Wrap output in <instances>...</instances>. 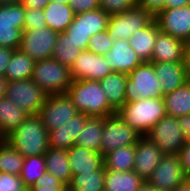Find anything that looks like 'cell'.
I'll list each match as a JSON object with an SVG mask.
<instances>
[{
  "instance_id": "6da1fadb",
  "label": "cell",
  "mask_w": 190,
  "mask_h": 191,
  "mask_svg": "<svg viewBox=\"0 0 190 191\" xmlns=\"http://www.w3.org/2000/svg\"><path fill=\"white\" fill-rule=\"evenodd\" d=\"M49 132L39 115L28 117L4 140L24 158L44 155L49 149Z\"/></svg>"
},
{
  "instance_id": "7a4b0ae2",
  "label": "cell",
  "mask_w": 190,
  "mask_h": 191,
  "mask_svg": "<svg viewBox=\"0 0 190 191\" xmlns=\"http://www.w3.org/2000/svg\"><path fill=\"white\" fill-rule=\"evenodd\" d=\"M66 94L79 112L94 117H109L117 112L109 105L99 81L73 80Z\"/></svg>"
},
{
  "instance_id": "3957f363",
  "label": "cell",
  "mask_w": 190,
  "mask_h": 191,
  "mask_svg": "<svg viewBox=\"0 0 190 191\" xmlns=\"http://www.w3.org/2000/svg\"><path fill=\"white\" fill-rule=\"evenodd\" d=\"M117 114L141 136H146L149 130L166 115L164 98L152 97L124 103Z\"/></svg>"
},
{
  "instance_id": "277c9868",
  "label": "cell",
  "mask_w": 190,
  "mask_h": 191,
  "mask_svg": "<svg viewBox=\"0 0 190 191\" xmlns=\"http://www.w3.org/2000/svg\"><path fill=\"white\" fill-rule=\"evenodd\" d=\"M31 79L48 95L66 93L73 81L70 68L53 58L35 61Z\"/></svg>"
},
{
  "instance_id": "5b68a950",
  "label": "cell",
  "mask_w": 190,
  "mask_h": 191,
  "mask_svg": "<svg viewBox=\"0 0 190 191\" xmlns=\"http://www.w3.org/2000/svg\"><path fill=\"white\" fill-rule=\"evenodd\" d=\"M127 76L125 103L139 99L164 97L153 62H142Z\"/></svg>"
},
{
  "instance_id": "8992f818",
  "label": "cell",
  "mask_w": 190,
  "mask_h": 191,
  "mask_svg": "<svg viewBox=\"0 0 190 191\" xmlns=\"http://www.w3.org/2000/svg\"><path fill=\"white\" fill-rule=\"evenodd\" d=\"M109 17L100 8L76 14L65 33L77 48L87 50L91 36L107 29Z\"/></svg>"
},
{
  "instance_id": "52a82bcc",
  "label": "cell",
  "mask_w": 190,
  "mask_h": 191,
  "mask_svg": "<svg viewBox=\"0 0 190 191\" xmlns=\"http://www.w3.org/2000/svg\"><path fill=\"white\" fill-rule=\"evenodd\" d=\"M47 95L31 78L9 81L5 97L28 115H38Z\"/></svg>"
},
{
  "instance_id": "ba28073f",
  "label": "cell",
  "mask_w": 190,
  "mask_h": 191,
  "mask_svg": "<svg viewBox=\"0 0 190 191\" xmlns=\"http://www.w3.org/2000/svg\"><path fill=\"white\" fill-rule=\"evenodd\" d=\"M146 137L155 143L163 154H179L187 141L177 118L168 115L161 118Z\"/></svg>"
},
{
  "instance_id": "9c48e42d",
  "label": "cell",
  "mask_w": 190,
  "mask_h": 191,
  "mask_svg": "<svg viewBox=\"0 0 190 191\" xmlns=\"http://www.w3.org/2000/svg\"><path fill=\"white\" fill-rule=\"evenodd\" d=\"M142 136L131 126L126 124L116 113L104 118V127L101 140V154L107 153L117 148L136 145Z\"/></svg>"
},
{
  "instance_id": "30bf717a",
  "label": "cell",
  "mask_w": 190,
  "mask_h": 191,
  "mask_svg": "<svg viewBox=\"0 0 190 191\" xmlns=\"http://www.w3.org/2000/svg\"><path fill=\"white\" fill-rule=\"evenodd\" d=\"M153 19L151 13L136 5L128 11L111 15L107 31L113 40H129L135 31L146 27Z\"/></svg>"
},
{
  "instance_id": "8fae6325",
  "label": "cell",
  "mask_w": 190,
  "mask_h": 191,
  "mask_svg": "<svg viewBox=\"0 0 190 191\" xmlns=\"http://www.w3.org/2000/svg\"><path fill=\"white\" fill-rule=\"evenodd\" d=\"M23 5H0V46L19 49L25 23Z\"/></svg>"
},
{
  "instance_id": "7c38bea8",
  "label": "cell",
  "mask_w": 190,
  "mask_h": 191,
  "mask_svg": "<svg viewBox=\"0 0 190 191\" xmlns=\"http://www.w3.org/2000/svg\"><path fill=\"white\" fill-rule=\"evenodd\" d=\"M187 178L179 154H164L147 182L159 191H172Z\"/></svg>"
},
{
  "instance_id": "4fadbf2b",
  "label": "cell",
  "mask_w": 190,
  "mask_h": 191,
  "mask_svg": "<svg viewBox=\"0 0 190 191\" xmlns=\"http://www.w3.org/2000/svg\"><path fill=\"white\" fill-rule=\"evenodd\" d=\"M58 34L48 27L23 30L19 49L35 61L52 58Z\"/></svg>"
},
{
  "instance_id": "5bb4252c",
  "label": "cell",
  "mask_w": 190,
  "mask_h": 191,
  "mask_svg": "<svg viewBox=\"0 0 190 191\" xmlns=\"http://www.w3.org/2000/svg\"><path fill=\"white\" fill-rule=\"evenodd\" d=\"M78 113L79 111L70 97L63 93L47 95L38 115L49 132L63 125Z\"/></svg>"
},
{
  "instance_id": "9a60e30c",
  "label": "cell",
  "mask_w": 190,
  "mask_h": 191,
  "mask_svg": "<svg viewBox=\"0 0 190 191\" xmlns=\"http://www.w3.org/2000/svg\"><path fill=\"white\" fill-rule=\"evenodd\" d=\"M113 72L106 64V56L82 50L70 67L73 80L100 81Z\"/></svg>"
},
{
  "instance_id": "2e32d148",
  "label": "cell",
  "mask_w": 190,
  "mask_h": 191,
  "mask_svg": "<svg viewBox=\"0 0 190 191\" xmlns=\"http://www.w3.org/2000/svg\"><path fill=\"white\" fill-rule=\"evenodd\" d=\"M160 31L186 42L190 35V5L163 9L155 17Z\"/></svg>"
},
{
  "instance_id": "e0dca14e",
  "label": "cell",
  "mask_w": 190,
  "mask_h": 191,
  "mask_svg": "<svg viewBox=\"0 0 190 191\" xmlns=\"http://www.w3.org/2000/svg\"><path fill=\"white\" fill-rule=\"evenodd\" d=\"M163 155L155 143L146 136H142L135 145V164L133 171L146 182L158 166Z\"/></svg>"
},
{
  "instance_id": "ac0fdd59",
  "label": "cell",
  "mask_w": 190,
  "mask_h": 191,
  "mask_svg": "<svg viewBox=\"0 0 190 191\" xmlns=\"http://www.w3.org/2000/svg\"><path fill=\"white\" fill-rule=\"evenodd\" d=\"M105 56L106 64L114 72L129 74L142 63L131 48L129 40H114L112 48Z\"/></svg>"
},
{
  "instance_id": "d6986e66",
  "label": "cell",
  "mask_w": 190,
  "mask_h": 191,
  "mask_svg": "<svg viewBox=\"0 0 190 191\" xmlns=\"http://www.w3.org/2000/svg\"><path fill=\"white\" fill-rule=\"evenodd\" d=\"M89 117L90 116L79 112L63 125L57 127L55 130L49 131V148L70 149L75 145L77 134L84 128L86 120Z\"/></svg>"
},
{
  "instance_id": "ffe728a7",
  "label": "cell",
  "mask_w": 190,
  "mask_h": 191,
  "mask_svg": "<svg viewBox=\"0 0 190 191\" xmlns=\"http://www.w3.org/2000/svg\"><path fill=\"white\" fill-rule=\"evenodd\" d=\"M72 175L91 173L104 166V156L80 145H73L67 150Z\"/></svg>"
},
{
  "instance_id": "44dd1931",
  "label": "cell",
  "mask_w": 190,
  "mask_h": 191,
  "mask_svg": "<svg viewBox=\"0 0 190 191\" xmlns=\"http://www.w3.org/2000/svg\"><path fill=\"white\" fill-rule=\"evenodd\" d=\"M160 28L155 18L144 28L135 31L129 39L131 48L142 62H151Z\"/></svg>"
},
{
  "instance_id": "7402d4cb",
  "label": "cell",
  "mask_w": 190,
  "mask_h": 191,
  "mask_svg": "<svg viewBox=\"0 0 190 191\" xmlns=\"http://www.w3.org/2000/svg\"><path fill=\"white\" fill-rule=\"evenodd\" d=\"M153 64L164 95L188 81L183 62H153Z\"/></svg>"
},
{
  "instance_id": "603a6c76",
  "label": "cell",
  "mask_w": 190,
  "mask_h": 191,
  "mask_svg": "<svg viewBox=\"0 0 190 191\" xmlns=\"http://www.w3.org/2000/svg\"><path fill=\"white\" fill-rule=\"evenodd\" d=\"M185 46L184 41L160 31L151 62H183Z\"/></svg>"
},
{
  "instance_id": "cb8c5ba5",
  "label": "cell",
  "mask_w": 190,
  "mask_h": 191,
  "mask_svg": "<svg viewBox=\"0 0 190 191\" xmlns=\"http://www.w3.org/2000/svg\"><path fill=\"white\" fill-rule=\"evenodd\" d=\"M128 76L125 73L111 72L100 80L109 105L117 112L125 103V87Z\"/></svg>"
},
{
  "instance_id": "d4e9b609",
  "label": "cell",
  "mask_w": 190,
  "mask_h": 191,
  "mask_svg": "<svg viewBox=\"0 0 190 191\" xmlns=\"http://www.w3.org/2000/svg\"><path fill=\"white\" fill-rule=\"evenodd\" d=\"M47 27L58 33H63L73 22L74 11L68 3L49 2L43 9Z\"/></svg>"
},
{
  "instance_id": "484cf974",
  "label": "cell",
  "mask_w": 190,
  "mask_h": 191,
  "mask_svg": "<svg viewBox=\"0 0 190 191\" xmlns=\"http://www.w3.org/2000/svg\"><path fill=\"white\" fill-rule=\"evenodd\" d=\"M145 181L133 170L105 169L104 191H137Z\"/></svg>"
},
{
  "instance_id": "4316f807",
  "label": "cell",
  "mask_w": 190,
  "mask_h": 191,
  "mask_svg": "<svg viewBox=\"0 0 190 191\" xmlns=\"http://www.w3.org/2000/svg\"><path fill=\"white\" fill-rule=\"evenodd\" d=\"M44 156L47 172L67 186L72 178L67 150L49 148Z\"/></svg>"
},
{
  "instance_id": "83f0119b",
  "label": "cell",
  "mask_w": 190,
  "mask_h": 191,
  "mask_svg": "<svg viewBox=\"0 0 190 191\" xmlns=\"http://www.w3.org/2000/svg\"><path fill=\"white\" fill-rule=\"evenodd\" d=\"M28 114L18 108L7 97L0 99V137L5 139L26 118Z\"/></svg>"
},
{
  "instance_id": "f1b7e54d",
  "label": "cell",
  "mask_w": 190,
  "mask_h": 191,
  "mask_svg": "<svg viewBox=\"0 0 190 191\" xmlns=\"http://www.w3.org/2000/svg\"><path fill=\"white\" fill-rule=\"evenodd\" d=\"M104 127V117L90 116L84 128L77 134L75 144L94 150L101 154V140Z\"/></svg>"
},
{
  "instance_id": "f546056e",
  "label": "cell",
  "mask_w": 190,
  "mask_h": 191,
  "mask_svg": "<svg viewBox=\"0 0 190 191\" xmlns=\"http://www.w3.org/2000/svg\"><path fill=\"white\" fill-rule=\"evenodd\" d=\"M166 115L181 117L190 115V81L173 92L164 95Z\"/></svg>"
},
{
  "instance_id": "4dcf8cb0",
  "label": "cell",
  "mask_w": 190,
  "mask_h": 191,
  "mask_svg": "<svg viewBox=\"0 0 190 191\" xmlns=\"http://www.w3.org/2000/svg\"><path fill=\"white\" fill-rule=\"evenodd\" d=\"M35 60L20 49H15L7 66L5 77L8 81L25 80L32 76Z\"/></svg>"
},
{
  "instance_id": "1f68e13d",
  "label": "cell",
  "mask_w": 190,
  "mask_h": 191,
  "mask_svg": "<svg viewBox=\"0 0 190 191\" xmlns=\"http://www.w3.org/2000/svg\"><path fill=\"white\" fill-rule=\"evenodd\" d=\"M135 164V145L124 146L104 156L105 169L114 171H131Z\"/></svg>"
},
{
  "instance_id": "d6a6232c",
  "label": "cell",
  "mask_w": 190,
  "mask_h": 191,
  "mask_svg": "<svg viewBox=\"0 0 190 191\" xmlns=\"http://www.w3.org/2000/svg\"><path fill=\"white\" fill-rule=\"evenodd\" d=\"M105 167L91 173L72 175L67 185L72 191H104Z\"/></svg>"
},
{
  "instance_id": "836d02e7",
  "label": "cell",
  "mask_w": 190,
  "mask_h": 191,
  "mask_svg": "<svg viewBox=\"0 0 190 191\" xmlns=\"http://www.w3.org/2000/svg\"><path fill=\"white\" fill-rule=\"evenodd\" d=\"M24 159L6 140L0 141V172L20 176Z\"/></svg>"
},
{
  "instance_id": "e575fe53",
  "label": "cell",
  "mask_w": 190,
  "mask_h": 191,
  "mask_svg": "<svg viewBox=\"0 0 190 191\" xmlns=\"http://www.w3.org/2000/svg\"><path fill=\"white\" fill-rule=\"evenodd\" d=\"M81 52L82 50L77 48L69 36L63 32L58 34L52 58L70 68Z\"/></svg>"
},
{
  "instance_id": "d590c367",
  "label": "cell",
  "mask_w": 190,
  "mask_h": 191,
  "mask_svg": "<svg viewBox=\"0 0 190 191\" xmlns=\"http://www.w3.org/2000/svg\"><path fill=\"white\" fill-rule=\"evenodd\" d=\"M45 156H29L24 159L20 178L29 189L46 172Z\"/></svg>"
},
{
  "instance_id": "8d00e7d4",
  "label": "cell",
  "mask_w": 190,
  "mask_h": 191,
  "mask_svg": "<svg viewBox=\"0 0 190 191\" xmlns=\"http://www.w3.org/2000/svg\"><path fill=\"white\" fill-rule=\"evenodd\" d=\"M113 43L114 40L110 37L106 29L103 32L91 36L87 50L92 53L105 56L112 48Z\"/></svg>"
},
{
  "instance_id": "74e56055",
  "label": "cell",
  "mask_w": 190,
  "mask_h": 191,
  "mask_svg": "<svg viewBox=\"0 0 190 191\" xmlns=\"http://www.w3.org/2000/svg\"><path fill=\"white\" fill-rule=\"evenodd\" d=\"M65 186L58 178L46 171L28 191H60Z\"/></svg>"
},
{
  "instance_id": "f35d334b",
  "label": "cell",
  "mask_w": 190,
  "mask_h": 191,
  "mask_svg": "<svg viewBox=\"0 0 190 191\" xmlns=\"http://www.w3.org/2000/svg\"><path fill=\"white\" fill-rule=\"evenodd\" d=\"M99 4L100 9L111 16L134 8L137 0H99Z\"/></svg>"
},
{
  "instance_id": "ab89813d",
  "label": "cell",
  "mask_w": 190,
  "mask_h": 191,
  "mask_svg": "<svg viewBox=\"0 0 190 191\" xmlns=\"http://www.w3.org/2000/svg\"><path fill=\"white\" fill-rule=\"evenodd\" d=\"M0 191H28L18 175L0 172Z\"/></svg>"
},
{
  "instance_id": "60d3db41",
  "label": "cell",
  "mask_w": 190,
  "mask_h": 191,
  "mask_svg": "<svg viewBox=\"0 0 190 191\" xmlns=\"http://www.w3.org/2000/svg\"><path fill=\"white\" fill-rule=\"evenodd\" d=\"M41 27H47L43 9H26L24 30H36Z\"/></svg>"
},
{
  "instance_id": "b9f144b4",
  "label": "cell",
  "mask_w": 190,
  "mask_h": 191,
  "mask_svg": "<svg viewBox=\"0 0 190 191\" xmlns=\"http://www.w3.org/2000/svg\"><path fill=\"white\" fill-rule=\"evenodd\" d=\"M68 4L75 15L100 8L99 0H69Z\"/></svg>"
},
{
  "instance_id": "7bdbcfd3",
  "label": "cell",
  "mask_w": 190,
  "mask_h": 191,
  "mask_svg": "<svg viewBox=\"0 0 190 191\" xmlns=\"http://www.w3.org/2000/svg\"><path fill=\"white\" fill-rule=\"evenodd\" d=\"M137 5L155 17L165 8V0H137Z\"/></svg>"
},
{
  "instance_id": "ee69618b",
  "label": "cell",
  "mask_w": 190,
  "mask_h": 191,
  "mask_svg": "<svg viewBox=\"0 0 190 191\" xmlns=\"http://www.w3.org/2000/svg\"><path fill=\"white\" fill-rule=\"evenodd\" d=\"M181 165L185 175L190 178V141H186L180 153Z\"/></svg>"
},
{
  "instance_id": "f6af8a7d",
  "label": "cell",
  "mask_w": 190,
  "mask_h": 191,
  "mask_svg": "<svg viewBox=\"0 0 190 191\" xmlns=\"http://www.w3.org/2000/svg\"><path fill=\"white\" fill-rule=\"evenodd\" d=\"M15 49L0 46V76H5L7 66Z\"/></svg>"
},
{
  "instance_id": "bcb514c9",
  "label": "cell",
  "mask_w": 190,
  "mask_h": 191,
  "mask_svg": "<svg viewBox=\"0 0 190 191\" xmlns=\"http://www.w3.org/2000/svg\"><path fill=\"white\" fill-rule=\"evenodd\" d=\"M177 120L186 140L190 141V115L178 117Z\"/></svg>"
},
{
  "instance_id": "7dc6e473",
  "label": "cell",
  "mask_w": 190,
  "mask_h": 191,
  "mask_svg": "<svg viewBox=\"0 0 190 191\" xmlns=\"http://www.w3.org/2000/svg\"><path fill=\"white\" fill-rule=\"evenodd\" d=\"M49 0H21V4L25 9H44Z\"/></svg>"
},
{
  "instance_id": "c3c4849f",
  "label": "cell",
  "mask_w": 190,
  "mask_h": 191,
  "mask_svg": "<svg viewBox=\"0 0 190 191\" xmlns=\"http://www.w3.org/2000/svg\"><path fill=\"white\" fill-rule=\"evenodd\" d=\"M183 65L188 81H190V46L186 45L184 50Z\"/></svg>"
},
{
  "instance_id": "681fc988",
  "label": "cell",
  "mask_w": 190,
  "mask_h": 191,
  "mask_svg": "<svg viewBox=\"0 0 190 191\" xmlns=\"http://www.w3.org/2000/svg\"><path fill=\"white\" fill-rule=\"evenodd\" d=\"M190 5V0H165V8H180L183 6Z\"/></svg>"
},
{
  "instance_id": "f907efd6",
  "label": "cell",
  "mask_w": 190,
  "mask_h": 191,
  "mask_svg": "<svg viewBox=\"0 0 190 191\" xmlns=\"http://www.w3.org/2000/svg\"><path fill=\"white\" fill-rule=\"evenodd\" d=\"M8 82L5 76H0V99L5 97Z\"/></svg>"
},
{
  "instance_id": "816d5d0a",
  "label": "cell",
  "mask_w": 190,
  "mask_h": 191,
  "mask_svg": "<svg viewBox=\"0 0 190 191\" xmlns=\"http://www.w3.org/2000/svg\"><path fill=\"white\" fill-rule=\"evenodd\" d=\"M172 191H190V178H187L183 183H181Z\"/></svg>"
},
{
  "instance_id": "f5cc1de1",
  "label": "cell",
  "mask_w": 190,
  "mask_h": 191,
  "mask_svg": "<svg viewBox=\"0 0 190 191\" xmlns=\"http://www.w3.org/2000/svg\"><path fill=\"white\" fill-rule=\"evenodd\" d=\"M137 191H159L152 187L147 181Z\"/></svg>"
},
{
  "instance_id": "db71d44e",
  "label": "cell",
  "mask_w": 190,
  "mask_h": 191,
  "mask_svg": "<svg viewBox=\"0 0 190 191\" xmlns=\"http://www.w3.org/2000/svg\"><path fill=\"white\" fill-rule=\"evenodd\" d=\"M21 0H0V5L20 4Z\"/></svg>"
},
{
  "instance_id": "11a10c76",
  "label": "cell",
  "mask_w": 190,
  "mask_h": 191,
  "mask_svg": "<svg viewBox=\"0 0 190 191\" xmlns=\"http://www.w3.org/2000/svg\"><path fill=\"white\" fill-rule=\"evenodd\" d=\"M49 2H55V3L59 2V3L65 4V3H68L69 0H49Z\"/></svg>"
},
{
  "instance_id": "9f6ffc18",
  "label": "cell",
  "mask_w": 190,
  "mask_h": 191,
  "mask_svg": "<svg viewBox=\"0 0 190 191\" xmlns=\"http://www.w3.org/2000/svg\"><path fill=\"white\" fill-rule=\"evenodd\" d=\"M60 191H72L68 186H65L62 190Z\"/></svg>"
},
{
  "instance_id": "6f0895ef",
  "label": "cell",
  "mask_w": 190,
  "mask_h": 191,
  "mask_svg": "<svg viewBox=\"0 0 190 191\" xmlns=\"http://www.w3.org/2000/svg\"><path fill=\"white\" fill-rule=\"evenodd\" d=\"M185 43H186V45L190 46V35L188 37V40Z\"/></svg>"
}]
</instances>
